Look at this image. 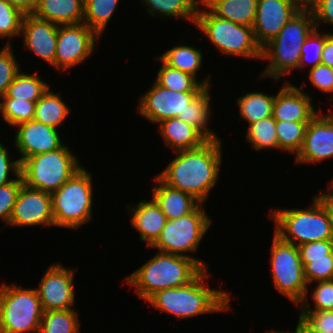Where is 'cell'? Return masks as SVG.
<instances>
[{
    "label": "cell",
    "mask_w": 333,
    "mask_h": 333,
    "mask_svg": "<svg viewBox=\"0 0 333 333\" xmlns=\"http://www.w3.org/2000/svg\"><path fill=\"white\" fill-rule=\"evenodd\" d=\"M155 59L162 63L155 78L158 85L177 92H201L205 87H211L210 77L199 82L194 76L170 67L159 56Z\"/></svg>",
    "instance_id": "4316f807"
},
{
    "label": "cell",
    "mask_w": 333,
    "mask_h": 333,
    "mask_svg": "<svg viewBox=\"0 0 333 333\" xmlns=\"http://www.w3.org/2000/svg\"><path fill=\"white\" fill-rule=\"evenodd\" d=\"M276 120L269 116L248 125L246 138L250 146L256 151L262 149H278V137L276 134Z\"/></svg>",
    "instance_id": "d590c367"
},
{
    "label": "cell",
    "mask_w": 333,
    "mask_h": 333,
    "mask_svg": "<svg viewBox=\"0 0 333 333\" xmlns=\"http://www.w3.org/2000/svg\"><path fill=\"white\" fill-rule=\"evenodd\" d=\"M270 266L272 279L278 292L286 295L291 303L300 306L308 295V284L298 246L282 241L273 235Z\"/></svg>",
    "instance_id": "8fae6325"
},
{
    "label": "cell",
    "mask_w": 333,
    "mask_h": 333,
    "mask_svg": "<svg viewBox=\"0 0 333 333\" xmlns=\"http://www.w3.org/2000/svg\"><path fill=\"white\" fill-rule=\"evenodd\" d=\"M309 69L308 77L311 84L323 93H333V68L324 64H318L314 68Z\"/></svg>",
    "instance_id": "f6af8a7d"
},
{
    "label": "cell",
    "mask_w": 333,
    "mask_h": 333,
    "mask_svg": "<svg viewBox=\"0 0 333 333\" xmlns=\"http://www.w3.org/2000/svg\"><path fill=\"white\" fill-rule=\"evenodd\" d=\"M66 144L43 154L33 155L21 162L23 184L53 193L82 166Z\"/></svg>",
    "instance_id": "ba28073f"
},
{
    "label": "cell",
    "mask_w": 333,
    "mask_h": 333,
    "mask_svg": "<svg viewBox=\"0 0 333 333\" xmlns=\"http://www.w3.org/2000/svg\"><path fill=\"white\" fill-rule=\"evenodd\" d=\"M0 112L8 125L15 127L20 123L34 119L36 101L16 98H0Z\"/></svg>",
    "instance_id": "8d00e7d4"
},
{
    "label": "cell",
    "mask_w": 333,
    "mask_h": 333,
    "mask_svg": "<svg viewBox=\"0 0 333 333\" xmlns=\"http://www.w3.org/2000/svg\"><path fill=\"white\" fill-rule=\"evenodd\" d=\"M54 224L80 228L92 218V175L81 167L58 190L51 193Z\"/></svg>",
    "instance_id": "52a82bcc"
},
{
    "label": "cell",
    "mask_w": 333,
    "mask_h": 333,
    "mask_svg": "<svg viewBox=\"0 0 333 333\" xmlns=\"http://www.w3.org/2000/svg\"><path fill=\"white\" fill-rule=\"evenodd\" d=\"M57 32L58 25L50 21L38 19L32 14L23 16L20 37H23L25 49L50 66H54Z\"/></svg>",
    "instance_id": "d6986e66"
},
{
    "label": "cell",
    "mask_w": 333,
    "mask_h": 333,
    "mask_svg": "<svg viewBox=\"0 0 333 333\" xmlns=\"http://www.w3.org/2000/svg\"><path fill=\"white\" fill-rule=\"evenodd\" d=\"M23 14L6 0H0V39L9 38L6 45L13 36H20Z\"/></svg>",
    "instance_id": "74e56055"
},
{
    "label": "cell",
    "mask_w": 333,
    "mask_h": 333,
    "mask_svg": "<svg viewBox=\"0 0 333 333\" xmlns=\"http://www.w3.org/2000/svg\"><path fill=\"white\" fill-rule=\"evenodd\" d=\"M118 2L119 0H84L83 23L101 37Z\"/></svg>",
    "instance_id": "836d02e7"
},
{
    "label": "cell",
    "mask_w": 333,
    "mask_h": 333,
    "mask_svg": "<svg viewBox=\"0 0 333 333\" xmlns=\"http://www.w3.org/2000/svg\"><path fill=\"white\" fill-rule=\"evenodd\" d=\"M300 315L320 333H333V310L300 311Z\"/></svg>",
    "instance_id": "bcb514c9"
},
{
    "label": "cell",
    "mask_w": 333,
    "mask_h": 333,
    "mask_svg": "<svg viewBox=\"0 0 333 333\" xmlns=\"http://www.w3.org/2000/svg\"><path fill=\"white\" fill-rule=\"evenodd\" d=\"M275 95H268L262 92L246 93L237 99L240 108L241 118L248 124L273 116V104Z\"/></svg>",
    "instance_id": "f546056e"
},
{
    "label": "cell",
    "mask_w": 333,
    "mask_h": 333,
    "mask_svg": "<svg viewBox=\"0 0 333 333\" xmlns=\"http://www.w3.org/2000/svg\"><path fill=\"white\" fill-rule=\"evenodd\" d=\"M39 225L55 226L51 193L23 184L18 192L8 226Z\"/></svg>",
    "instance_id": "9a60e30c"
},
{
    "label": "cell",
    "mask_w": 333,
    "mask_h": 333,
    "mask_svg": "<svg viewBox=\"0 0 333 333\" xmlns=\"http://www.w3.org/2000/svg\"><path fill=\"white\" fill-rule=\"evenodd\" d=\"M202 2L220 18L253 27L258 0H202Z\"/></svg>",
    "instance_id": "d4e9b609"
},
{
    "label": "cell",
    "mask_w": 333,
    "mask_h": 333,
    "mask_svg": "<svg viewBox=\"0 0 333 333\" xmlns=\"http://www.w3.org/2000/svg\"><path fill=\"white\" fill-rule=\"evenodd\" d=\"M306 92L291 82H285L275 95L273 118L288 122H310L319 111L314 110L312 98Z\"/></svg>",
    "instance_id": "ffe728a7"
},
{
    "label": "cell",
    "mask_w": 333,
    "mask_h": 333,
    "mask_svg": "<svg viewBox=\"0 0 333 333\" xmlns=\"http://www.w3.org/2000/svg\"><path fill=\"white\" fill-rule=\"evenodd\" d=\"M333 157V112H318L308 123L301 150L295 162L319 163Z\"/></svg>",
    "instance_id": "e0dca14e"
},
{
    "label": "cell",
    "mask_w": 333,
    "mask_h": 333,
    "mask_svg": "<svg viewBox=\"0 0 333 333\" xmlns=\"http://www.w3.org/2000/svg\"><path fill=\"white\" fill-rule=\"evenodd\" d=\"M100 36L86 24L60 25L57 32V47L54 68L68 70L83 63L94 52Z\"/></svg>",
    "instance_id": "7c38bea8"
},
{
    "label": "cell",
    "mask_w": 333,
    "mask_h": 333,
    "mask_svg": "<svg viewBox=\"0 0 333 333\" xmlns=\"http://www.w3.org/2000/svg\"><path fill=\"white\" fill-rule=\"evenodd\" d=\"M319 193L320 194H318L317 196L315 195V197L320 201V203L326 210L333 231V185L330 183L329 192H323V193L319 192Z\"/></svg>",
    "instance_id": "f907efd6"
},
{
    "label": "cell",
    "mask_w": 333,
    "mask_h": 333,
    "mask_svg": "<svg viewBox=\"0 0 333 333\" xmlns=\"http://www.w3.org/2000/svg\"><path fill=\"white\" fill-rule=\"evenodd\" d=\"M22 185L23 179L20 175L16 180L0 186V219L5 222L6 227L9 224L14 204Z\"/></svg>",
    "instance_id": "7bdbcfd3"
},
{
    "label": "cell",
    "mask_w": 333,
    "mask_h": 333,
    "mask_svg": "<svg viewBox=\"0 0 333 333\" xmlns=\"http://www.w3.org/2000/svg\"><path fill=\"white\" fill-rule=\"evenodd\" d=\"M14 145L18 149L19 162L33 155L43 154L63 145L57 128L47 126L36 120L18 124Z\"/></svg>",
    "instance_id": "ac0fdd59"
},
{
    "label": "cell",
    "mask_w": 333,
    "mask_h": 333,
    "mask_svg": "<svg viewBox=\"0 0 333 333\" xmlns=\"http://www.w3.org/2000/svg\"><path fill=\"white\" fill-rule=\"evenodd\" d=\"M308 123L276 120L278 149L296 156L302 148Z\"/></svg>",
    "instance_id": "e575fe53"
},
{
    "label": "cell",
    "mask_w": 333,
    "mask_h": 333,
    "mask_svg": "<svg viewBox=\"0 0 333 333\" xmlns=\"http://www.w3.org/2000/svg\"><path fill=\"white\" fill-rule=\"evenodd\" d=\"M127 210L132 215L130 221L133 228L140 232V239L151 248L166 225V216L153 199L142 200L136 207L128 206Z\"/></svg>",
    "instance_id": "7402d4cb"
},
{
    "label": "cell",
    "mask_w": 333,
    "mask_h": 333,
    "mask_svg": "<svg viewBox=\"0 0 333 333\" xmlns=\"http://www.w3.org/2000/svg\"><path fill=\"white\" fill-rule=\"evenodd\" d=\"M221 148V139H210L200 147L176 151V157L157 176L168 186L189 193L205 203L219 181Z\"/></svg>",
    "instance_id": "6da1fadb"
},
{
    "label": "cell",
    "mask_w": 333,
    "mask_h": 333,
    "mask_svg": "<svg viewBox=\"0 0 333 333\" xmlns=\"http://www.w3.org/2000/svg\"><path fill=\"white\" fill-rule=\"evenodd\" d=\"M211 224L212 219L209 218L203 208V203H201L188 215L167 220L159 238L151 247L158 249V252L190 257L202 269H208V266L202 260L186 255V253L197 251L198 245Z\"/></svg>",
    "instance_id": "30bf717a"
},
{
    "label": "cell",
    "mask_w": 333,
    "mask_h": 333,
    "mask_svg": "<svg viewBox=\"0 0 333 333\" xmlns=\"http://www.w3.org/2000/svg\"><path fill=\"white\" fill-rule=\"evenodd\" d=\"M200 5L205 7L200 9ZM195 25L224 55L261 59L252 27L239 25L216 16L202 1L198 6Z\"/></svg>",
    "instance_id": "8992f818"
},
{
    "label": "cell",
    "mask_w": 333,
    "mask_h": 333,
    "mask_svg": "<svg viewBox=\"0 0 333 333\" xmlns=\"http://www.w3.org/2000/svg\"><path fill=\"white\" fill-rule=\"evenodd\" d=\"M154 182L159 185H154L151 191L152 199L159 206L167 220L188 215L201 204L193 195L168 186L157 175L154 177Z\"/></svg>",
    "instance_id": "44dd1931"
},
{
    "label": "cell",
    "mask_w": 333,
    "mask_h": 333,
    "mask_svg": "<svg viewBox=\"0 0 333 333\" xmlns=\"http://www.w3.org/2000/svg\"><path fill=\"white\" fill-rule=\"evenodd\" d=\"M311 297L315 303L314 309L310 307L306 298L300 304V311L333 310V280L319 281Z\"/></svg>",
    "instance_id": "b9f144b4"
},
{
    "label": "cell",
    "mask_w": 333,
    "mask_h": 333,
    "mask_svg": "<svg viewBox=\"0 0 333 333\" xmlns=\"http://www.w3.org/2000/svg\"><path fill=\"white\" fill-rule=\"evenodd\" d=\"M267 333H276V332L273 329V330H270V331L268 330Z\"/></svg>",
    "instance_id": "db71d44e"
},
{
    "label": "cell",
    "mask_w": 333,
    "mask_h": 333,
    "mask_svg": "<svg viewBox=\"0 0 333 333\" xmlns=\"http://www.w3.org/2000/svg\"><path fill=\"white\" fill-rule=\"evenodd\" d=\"M309 208L274 209L270 217L275 222L274 234L282 241L295 246L308 242L333 240V231L329 216L314 197Z\"/></svg>",
    "instance_id": "5b68a950"
},
{
    "label": "cell",
    "mask_w": 333,
    "mask_h": 333,
    "mask_svg": "<svg viewBox=\"0 0 333 333\" xmlns=\"http://www.w3.org/2000/svg\"><path fill=\"white\" fill-rule=\"evenodd\" d=\"M35 74L23 73L20 70L9 85L6 94L1 98H16L28 101L40 99L50 85L43 81L37 73Z\"/></svg>",
    "instance_id": "1f68e13d"
},
{
    "label": "cell",
    "mask_w": 333,
    "mask_h": 333,
    "mask_svg": "<svg viewBox=\"0 0 333 333\" xmlns=\"http://www.w3.org/2000/svg\"><path fill=\"white\" fill-rule=\"evenodd\" d=\"M43 316L36 289L3 283L0 287V333H39Z\"/></svg>",
    "instance_id": "9c48e42d"
},
{
    "label": "cell",
    "mask_w": 333,
    "mask_h": 333,
    "mask_svg": "<svg viewBox=\"0 0 333 333\" xmlns=\"http://www.w3.org/2000/svg\"><path fill=\"white\" fill-rule=\"evenodd\" d=\"M17 8L23 15H31L37 5V0H6Z\"/></svg>",
    "instance_id": "816d5d0a"
},
{
    "label": "cell",
    "mask_w": 333,
    "mask_h": 333,
    "mask_svg": "<svg viewBox=\"0 0 333 333\" xmlns=\"http://www.w3.org/2000/svg\"><path fill=\"white\" fill-rule=\"evenodd\" d=\"M305 6V0H258L253 31L263 48Z\"/></svg>",
    "instance_id": "5bb4252c"
},
{
    "label": "cell",
    "mask_w": 333,
    "mask_h": 333,
    "mask_svg": "<svg viewBox=\"0 0 333 333\" xmlns=\"http://www.w3.org/2000/svg\"><path fill=\"white\" fill-rule=\"evenodd\" d=\"M200 92H177L158 85L153 86L142 95L138 113L152 123L177 117L184 112L190 103Z\"/></svg>",
    "instance_id": "2e32d148"
},
{
    "label": "cell",
    "mask_w": 333,
    "mask_h": 333,
    "mask_svg": "<svg viewBox=\"0 0 333 333\" xmlns=\"http://www.w3.org/2000/svg\"><path fill=\"white\" fill-rule=\"evenodd\" d=\"M10 158L8 149L0 142V186L16 180L20 176L21 163L19 159L12 161ZM10 173L16 177L10 179Z\"/></svg>",
    "instance_id": "7dc6e473"
},
{
    "label": "cell",
    "mask_w": 333,
    "mask_h": 333,
    "mask_svg": "<svg viewBox=\"0 0 333 333\" xmlns=\"http://www.w3.org/2000/svg\"><path fill=\"white\" fill-rule=\"evenodd\" d=\"M316 28L312 11L305 5L282 28L279 34L262 48L261 59L269 60L261 76L278 79L299 69L301 48Z\"/></svg>",
    "instance_id": "277c9868"
},
{
    "label": "cell",
    "mask_w": 333,
    "mask_h": 333,
    "mask_svg": "<svg viewBox=\"0 0 333 333\" xmlns=\"http://www.w3.org/2000/svg\"><path fill=\"white\" fill-rule=\"evenodd\" d=\"M158 124L165 145L174 152L194 149L207 141L195 127L177 117L165 119Z\"/></svg>",
    "instance_id": "cb8c5ba5"
},
{
    "label": "cell",
    "mask_w": 333,
    "mask_h": 333,
    "mask_svg": "<svg viewBox=\"0 0 333 333\" xmlns=\"http://www.w3.org/2000/svg\"><path fill=\"white\" fill-rule=\"evenodd\" d=\"M300 259L303 266L309 263V259L328 258L333 251V240L308 242L298 246Z\"/></svg>",
    "instance_id": "ee69618b"
},
{
    "label": "cell",
    "mask_w": 333,
    "mask_h": 333,
    "mask_svg": "<svg viewBox=\"0 0 333 333\" xmlns=\"http://www.w3.org/2000/svg\"><path fill=\"white\" fill-rule=\"evenodd\" d=\"M151 16L188 19L195 24L198 6L202 0H141Z\"/></svg>",
    "instance_id": "f1b7e54d"
},
{
    "label": "cell",
    "mask_w": 333,
    "mask_h": 333,
    "mask_svg": "<svg viewBox=\"0 0 333 333\" xmlns=\"http://www.w3.org/2000/svg\"><path fill=\"white\" fill-rule=\"evenodd\" d=\"M324 46V33L318 32L315 28L307 37L301 48V56L299 61V69L310 65L314 68L321 64V54ZM312 58H311V57ZM312 59V60H311Z\"/></svg>",
    "instance_id": "f35d334b"
},
{
    "label": "cell",
    "mask_w": 333,
    "mask_h": 333,
    "mask_svg": "<svg viewBox=\"0 0 333 333\" xmlns=\"http://www.w3.org/2000/svg\"><path fill=\"white\" fill-rule=\"evenodd\" d=\"M79 312L74 309L43 311L39 333H80Z\"/></svg>",
    "instance_id": "d6a6232c"
},
{
    "label": "cell",
    "mask_w": 333,
    "mask_h": 333,
    "mask_svg": "<svg viewBox=\"0 0 333 333\" xmlns=\"http://www.w3.org/2000/svg\"><path fill=\"white\" fill-rule=\"evenodd\" d=\"M321 64L333 68V33L324 32V46L321 54Z\"/></svg>",
    "instance_id": "681fc988"
},
{
    "label": "cell",
    "mask_w": 333,
    "mask_h": 333,
    "mask_svg": "<svg viewBox=\"0 0 333 333\" xmlns=\"http://www.w3.org/2000/svg\"><path fill=\"white\" fill-rule=\"evenodd\" d=\"M305 5L312 11L314 23H329L333 26V0H306Z\"/></svg>",
    "instance_id": "c3c4849f"
},
{
    "label": "cell",
    "mask_w": 333,
    "mask_h": 333,
    "mask_svg": "<svg viewBox=\"0 0 333 333\" xmlns=\"http://www.w3.org/2000/svg\"><path fill=\"white\" fill-rule=\"evenodd\" d=\"M20 68L13 54L12 45L0 48V98L6 94Z\"/></svg>",
    "instance_id": "ab89813d"
},
{
    "label": "cell",
    "mask_w": 333,
    "mask_h": 333,
    "mask_svg": "<svg viewBox=\"0 0 333 333\" xmlns=\"http://www.w3.org/2000/svg\"><path fill=\"white\" fill-rule=\"evenodd\" d=\"M209 276L208 269H203L188 284L160 290L146 302L159 311L182 319L228 311L231 296L224 289H213L206 285L205 279Z\"/></svg>",
    "instance_id": "7a4b0ae2"
},
{
    "label": "cell",
    "mask_w": 333,
    "mask_h": 333,
    "mask_svg": "<svg viewBox=\"0 0 333 333\" xmlns=\"http://www.w3.org/2000/svg\"><path fill=\"white\" fill-rule=\"evenodd\" d=\"M72 268L54 263L46 270L35 288L43 311L73 309L75 304L74 273Z\"/></svg>",
    "instance_id": "4fadbf2b"
},
{
    "label": "cell",
    "mask_w": 333,
    "mask_h": 333,
    "mask_svg": "<svg viewBox=\"0 0 333 333\" xmlns=\"http://www.w3.org/2000/svg\"><path fill=\"white\" fill-rule=\"evenodd\" d=\"M298 324L295 328V332L293 333H320L316 329H314L301 315L298 318ZM276 333H290V332H282L278 330H274Z\"/></svg>",
    "instance_id": "f5cc1de1"
},
{
    "label": "cell",
    "mask_w": 333,
    "mask_h": 333,
    "mask_svg": "<svg viewBox=\"0 0 333 333\" xmlns=\"http://www.w3.org/2000/svg\"><path fill=\"white\" fill-rule=\"evenodd\" d=\"M303 267L307 284L333 280V251L328 258L309 259Z\"/></svg>",
    "instance_id": "60d3db41"
},
{
    "label": "cell",
    "mask_w": 333,
    "mask_h": 333,
    "mask_svg": "<svg viewBox=\"0 0 333 333\" xmlns=\"http://www.w3.org/2000/svg\"><path fill=\"white\" fill-rule=\"evenodd\" d=\"M210 88L205 87L190 103L187 104L183 114H178L177 118L195 127L207 140L220 139L214 130L208 128V121L212 116L210 108ZM210 117V118H209Z\"/></svg>",
    "instance_id": "484cf974"
},
{
    "label": "cell",
    "mask_w": 333,
    "mask_h": 333,
    "mask_svg": "<svg viewBox=\"0 0 333 333\" xmlns=\"http://www.w3.org/2000/svg\"><path fill=\"white\" fill-rule=\"evenodd\" d=\"M32 15L58 26L80 24L83 23L84 0H37Z\"/></svg>",
    "instance_id": "603a6c76"
},
{
    "label": "cell",
    "mask_w": 333,
    "mask_h": 333,
    "mask_svg": "<svg viewBox=\"0 0 333 333\" xmlns=\"http://www.w3.org/2000/svg\"><path fill=\"white\" fill-rule=\"evenodd\" d=\"M202 56L200 49L184 45L183 43L168 49L159 57L170 67L179 69L197 79L196 74L201 68Z\"/></svg>",
    "instance_id": "4dcf8cb0"
},
{
    "label": "cell",
    "mask_w": 333,
    "mask_h": 333,
    "mask_svg": "<svg viewBox=\"0 0 333 333\" xmlns=\"http://www.w3.org/2000/svg\"><path fill=\"white\" fill-rule=\"evenodd\" d=\"M69 110L61 96L51 92L49 86L36 101L34 120L58 129L69 115Z\"/></svg>",
    "instance_id": "83f0119b"
},
{
    "label": "cell",
    "mask_w": 333,
    "mask_h": 333,
    "mask_svg": "<svg viewBox=\"0 0 333 333\" xmlns=\"http://www.w3.org/2000/svg\"><path fill=\"white\" fill-rule=\"evenodd\" d=\"M203 269L190 257L158 252L125 278L137 295L147 301L156 292L191 282Z\"/></svg>",
    "instance_id": "3957f363"
}]
</instances>
